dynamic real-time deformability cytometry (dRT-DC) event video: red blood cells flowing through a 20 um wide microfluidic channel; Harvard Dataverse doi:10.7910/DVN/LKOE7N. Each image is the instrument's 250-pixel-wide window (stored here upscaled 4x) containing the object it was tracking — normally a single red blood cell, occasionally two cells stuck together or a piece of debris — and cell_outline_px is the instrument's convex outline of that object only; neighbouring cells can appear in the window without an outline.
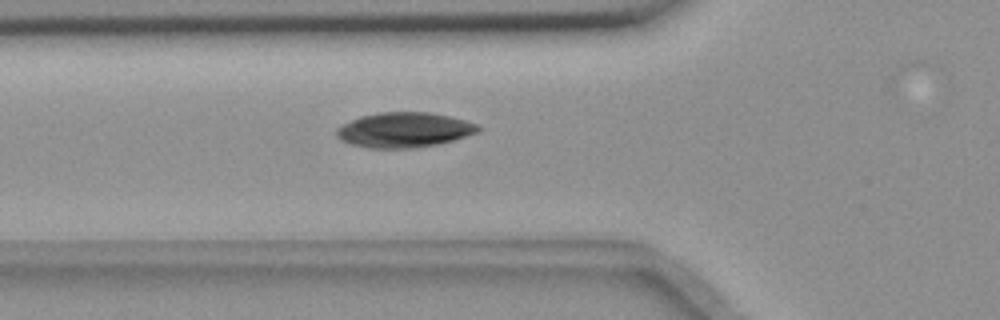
{"species": "common noctule bat (a hibernating species)", "species_latin": "Nyctalus noctula", "temperature_condition": "room temperature", "stored_images_in_passage": 38, "camera_frame_rate_fps": 3000, "um_per_image_px": 0.085, "animal": {"sex": "female", "body_mass_g": 18.4}, "frame": {"image": 1, "passage_image": 6, "time_ms": 1.667, "image_size_px": [1000, 320], "cell_outline_px": [[480, 132], [452, 140], [436, 144], [416, 148], [372, 148], [352, 144], [340, 140], [336, 136], [336, 128], [360, 116], [380, 112], [432, 112], [464, 120], [476, 124], [480, 128]], "centroid_in_image_um": [34.34, 11.04], "position_along_channel_um": 91.5, "area_um2": 28.73}}
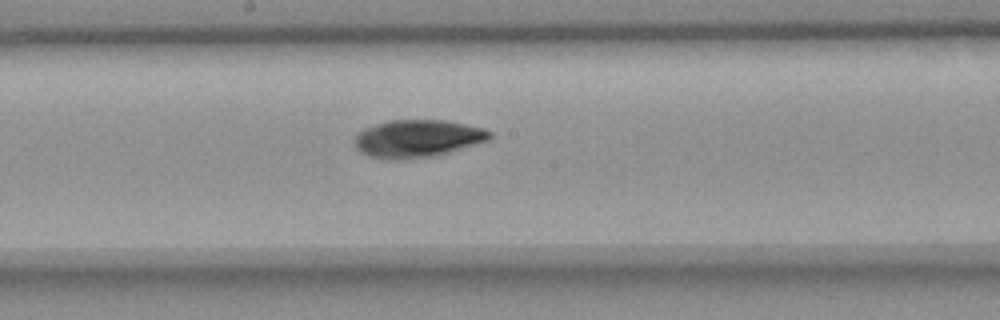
{"frame": {"image": 2, "passage_image": 16, "time_ms": 5.0, "image_size_px": [1000, 320], "cell_outline_px": [[492, 136], [488, 140], [436, 156], [396, 160], [392, 160], [368, 156], [360, 152], [356, 148], [352, 140], [364, 128], [388, 120], [444, 120], [484, 128], [492, 132]], "centroid_in_image_um": [35.45, 11.78], "position_along_channel_um": 212.7, "area_um2": 29.65}}
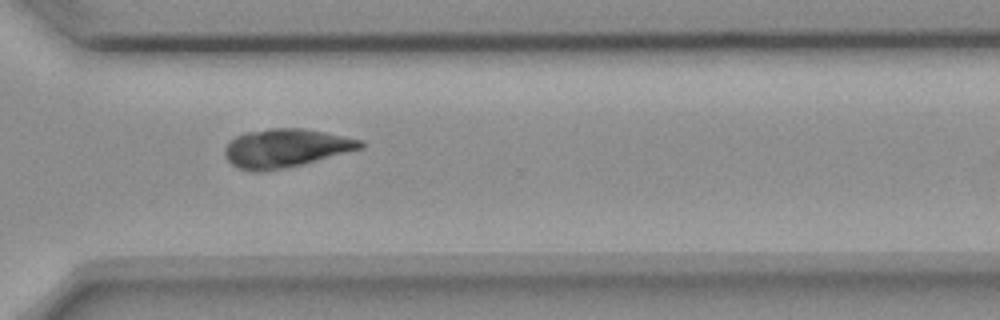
{"frame": {"image": 3, "passage_image": 27, "time_ms": 8.667, "image_size_px": [1000, 320], "cell_outline_px": [[364, 148], [284, 168], [260, 172], [252, 172], [240, 168], [232, 164], [224, 156], [224, 148], [236, 136], [244, 132], [272, 128], [300, 128], [324, 132], [364, 140]], "centroid_in_image_um": [24.27, 12.58], "position_along_channel_um": 346.3, "area_um2": 30.23}, "authors_computed_cell_mechanics": {"area_um2": 29.3913, "velocity_mm_per_s": 3.638, "shape_relaxation_time_tau1_ms": 3.7121, "shape_relaxation_time_tau2_ms": null, "deformation_change_tau1": 0.0415, "deformation_change_tau2": null}}